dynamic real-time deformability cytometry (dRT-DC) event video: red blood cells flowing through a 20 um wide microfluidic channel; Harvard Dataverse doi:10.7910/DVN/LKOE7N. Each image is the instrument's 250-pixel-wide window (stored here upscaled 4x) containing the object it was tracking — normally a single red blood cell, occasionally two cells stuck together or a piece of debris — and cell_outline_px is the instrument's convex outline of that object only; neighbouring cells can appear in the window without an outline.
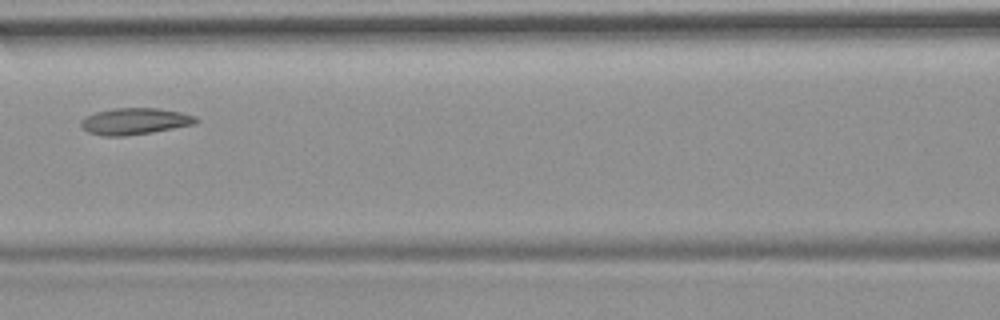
{"species": "common noctule bat (a hibernating species)", "species_latin": "Nyctalus noctula", "temperature_condition": "room temperature", "stored_images_in_passage": 5, "camera_frame_rate_fps": 3000, "um_per_image_px": 0.085, "animal": {"sex": "female", "body_mass_g": 19.9}, "frame": {"image": 1, "passage_image": 5, "time_ms": 5.333, "image_size_px": [1000, 320], "cell_outline_px": [[200, 120], [196, 124], [152, 132], [124, 136], [104, 136], [88, 132], [80, 124], [80, 120], [84, 116], [96, 112], [112, 108], [156, 108], [180, 112], [196, 116]], "centroid_in_image_um": [11.46, 10.3], "position_along_channel_um": 155.1, "area_um2": 17.86}}